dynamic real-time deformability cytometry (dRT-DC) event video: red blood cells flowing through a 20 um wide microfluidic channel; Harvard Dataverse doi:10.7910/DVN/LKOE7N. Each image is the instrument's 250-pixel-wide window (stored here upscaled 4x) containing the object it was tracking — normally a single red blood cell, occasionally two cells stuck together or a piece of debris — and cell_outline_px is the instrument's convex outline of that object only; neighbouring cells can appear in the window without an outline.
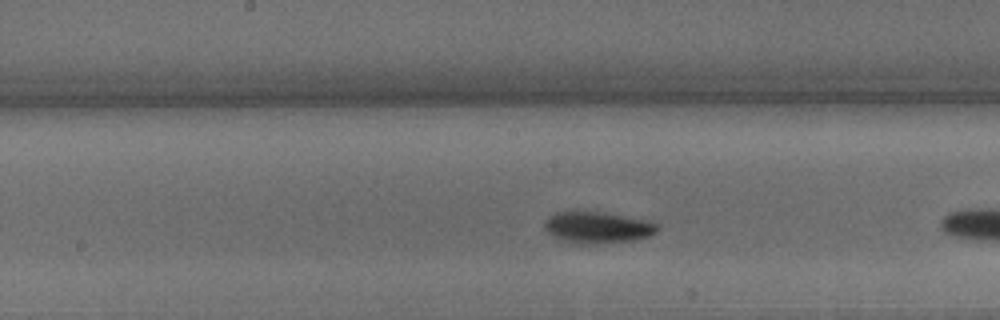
{"species": "common noctule bat (a hibernating species)", "species_latin": "Nyctalus noctula", "temperature_condition": "warm", "stored_images_in_passage": 12, "camera_frame_rate_fps": 3000, "um_per_image_px": 0.085, "animal": {"sex": "male", "body_mass_g": 15.6}, "frame": {"image": 1, "passage_image": 7, "time_ms": 2.0, "image_size_px": [1000, 320], "cell_outline_px": [[660, 228], [656, 232], [648, 236], [632, 240], [592, 244], [580, 244], [560, 240], [548, 232], [544, 228], [544, 220], [548, 216], [556, 212], [604, 212], [652, 220]], "centroid_in_image_um": [50.8, 19.32], "position_along_channel_um": 197.4, "area_um2": 20.81}}
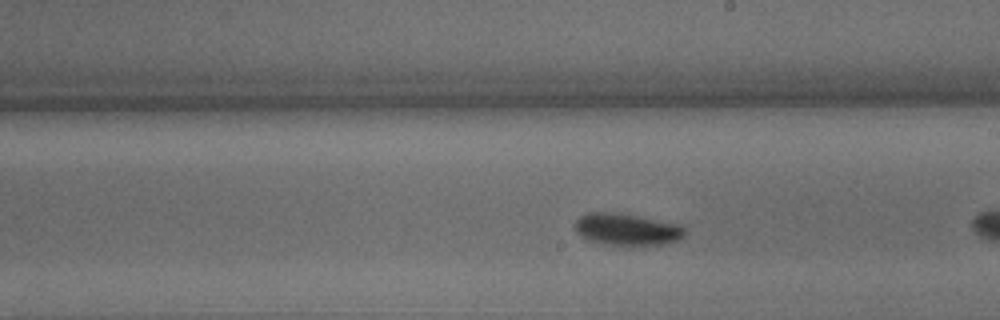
{"frame": {"image": 2, "passage_image": 10, "time_ms": 3.0, "image_size_px": [1000, 320], "cell_outline_px": [[688, 228], [684, 236], [668, 244], [600, 244], [588, 240], [580, 236], [576, 232], [576, 220], [580, 216], [588, 212], [612, 212], [684, 224]], "centroid_in_image_um": [53.32, 19.49], "position_along_channel_um": 235.7, "area_um2": 20.46}}